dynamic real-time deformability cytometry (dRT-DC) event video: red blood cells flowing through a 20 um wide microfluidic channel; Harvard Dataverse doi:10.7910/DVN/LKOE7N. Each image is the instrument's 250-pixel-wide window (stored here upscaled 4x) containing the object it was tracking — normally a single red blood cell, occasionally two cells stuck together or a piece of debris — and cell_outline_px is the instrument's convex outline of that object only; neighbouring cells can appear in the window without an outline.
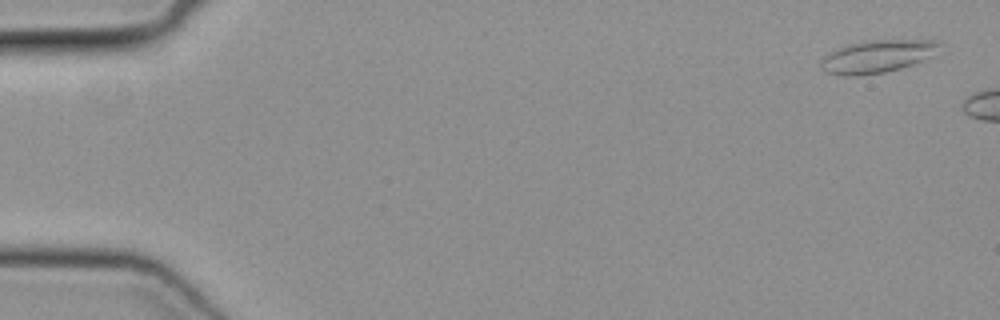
{"species": "common noctule bat (a hibernating species)", "species_latin": "Nyctalus noctula", "temperature_condition": "cold", "stored_images_in_passage": 7, "camera_frame_rate_fps": 3000, "um_per_image_px": 0.085, "animal": {"sex": "female", "body_mass_g": 19.3, "forearm_length_mm": 54.1}, "frame": {"image": 1, "passage_image": 2, "time_ms": 0.333, "image_size_px": [1000, 320], "cell_outline_px": [[940, 44], [920, 60], [912, 64], [900, 68], [884, 72], [852, 76], [848, 76], [828, 72], [820, 68], [820, 64], [824, 56], [848, 44], [872, 40], [936, 40]], "centroid_in_image_um": [74.47, 4.79], "position_along_channel_um": 10.5, "area_um2": 21.56}}